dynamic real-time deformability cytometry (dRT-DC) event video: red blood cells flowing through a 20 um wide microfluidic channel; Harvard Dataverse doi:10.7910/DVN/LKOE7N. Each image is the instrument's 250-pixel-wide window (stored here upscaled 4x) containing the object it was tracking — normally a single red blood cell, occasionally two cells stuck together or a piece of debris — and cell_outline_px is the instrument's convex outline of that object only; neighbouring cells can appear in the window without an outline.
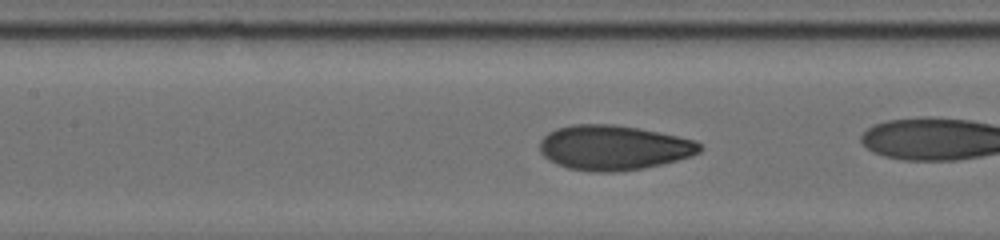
{"species": "human", "species_latin": "Homo sapiens", "temperature_condition": "cold", "stored_images_in_passage": 31, "camera_frame_rate_fps": 3000, "um_per_image_px": 0.085, "donor": {"sex": "male"}, "frame": {"image": 1, "passage_image": 13, "time_ms": 4.0, "image_size_px": [1000, 240], "cell_outline_px": [[704, 148], [700, 152], [692, 156], [644, 168], [616, 172], [592, 172], [568, 168], [556, 164], [544, 156], [540, 152], [540, 140], [548, 132], [556, 128], [572, 124], [612, 124], [640, 128], [696, 140]], "centroid_in_image_um": [52.15, 12.54], "position_along_channel_um": 155.2, "area_um2": 42.02}}